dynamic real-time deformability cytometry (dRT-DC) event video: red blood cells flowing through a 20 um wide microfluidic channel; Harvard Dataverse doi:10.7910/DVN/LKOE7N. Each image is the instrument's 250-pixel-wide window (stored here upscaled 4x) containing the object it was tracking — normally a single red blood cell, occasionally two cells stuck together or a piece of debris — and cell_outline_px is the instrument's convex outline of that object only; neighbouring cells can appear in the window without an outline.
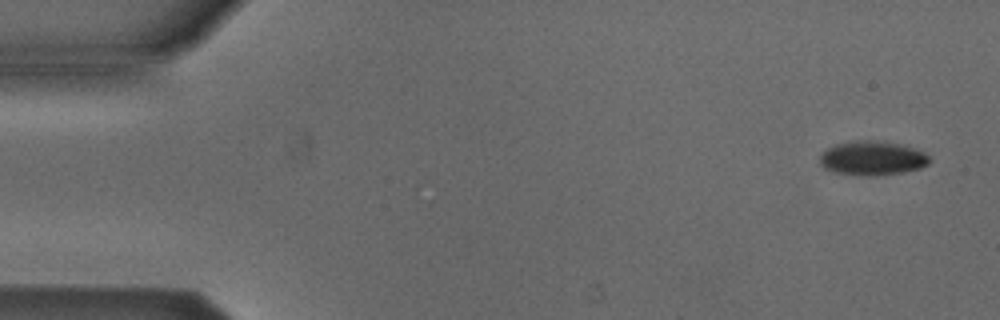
{"species": "Egyptian fruit bat (a non-hibernating species)", "species_latin": "Rousettus aegyptiacus", "temperature_condition": "cold", "stored_images_in_passage": 6, "camera_frame_rate_fps": 3000, "um_per_image_px": 0.085, "animal": {"sex": "male"}, "frame": {"image": 1, "passage_image": 1, "time_ms": 0.0, "image_size_px": [1000, 320], "cell_outline_px": [[932, 160], [928, 164], [920, 168], [904, 172], [876, 176], [860, 176], [832, 172], [824, 168], [820, 164], [820, 156], [828, 148], [836, 144], [852, 140], [868, 140], [896, 144], [912, 148], [924, 152]], "centroid_in_image_um": [74.12, 13.47], "position_along_channel_um": 10.9, "area_um2": 21.85}}
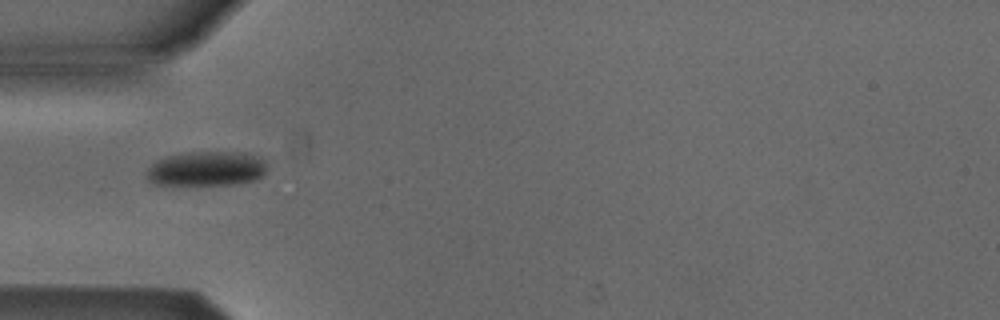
{"frame": {"image": 2, "passage_image": 5, "time_ms": 4.667, "image_size_px": [1000, 320], "cell_outline_px": [[268, 164], [264, 176], [256, 180], [236, 184], [156, 184], [148, 180], [148, 168], [156, 160], [168, 156], [192, 152], [244, 152], [264, 160]], "centroid_in_image_um": [17.62, 14.33], "position_along_channel_um": 67.4, "area_um2": 24.16}}